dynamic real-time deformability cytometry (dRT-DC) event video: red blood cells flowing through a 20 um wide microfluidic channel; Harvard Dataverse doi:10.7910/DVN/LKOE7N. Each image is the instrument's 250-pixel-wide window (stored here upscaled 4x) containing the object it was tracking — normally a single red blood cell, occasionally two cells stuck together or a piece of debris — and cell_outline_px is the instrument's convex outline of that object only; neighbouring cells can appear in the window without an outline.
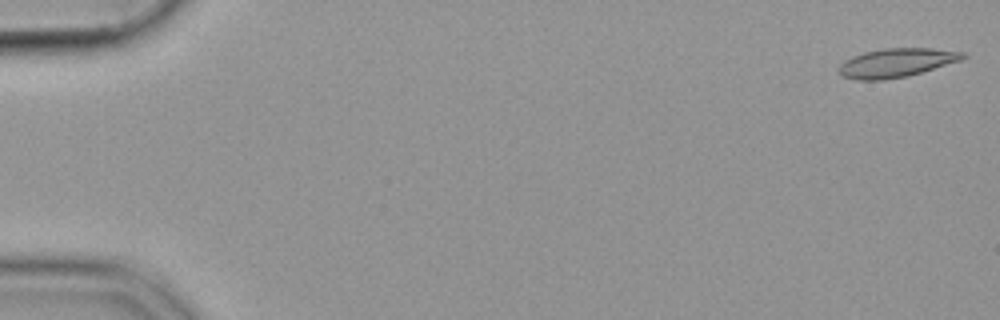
{"species": "common noctule bat (a hibernating species)", "species_latin": "Nyctalus noctula", "temperature_condition": "cold", "stored_images_in_passage": 55, "camera_frame_rate_fps": 3000, "um_per_image_px": 0.085, "animal": {"sex": "female", "body_mass_g": 19.9}, "frame": {"image": 1, "passage_image": 1, "time_ms": 0.0, "image_size_px": [1000, 320], "cell_outline_px": [[968, 56], [960, 60], [908, 76], [880, 80], [856, 80], [844, 76], [840, 72], [840, 64], [844, 60], [852, 56], [864, 52], [884, 48], [932, 48], [964, 52]], "centroid_in_image_um": [76.19, 5.32], "position_along_channel_um": 8.8, "area_um2": 20.63}}
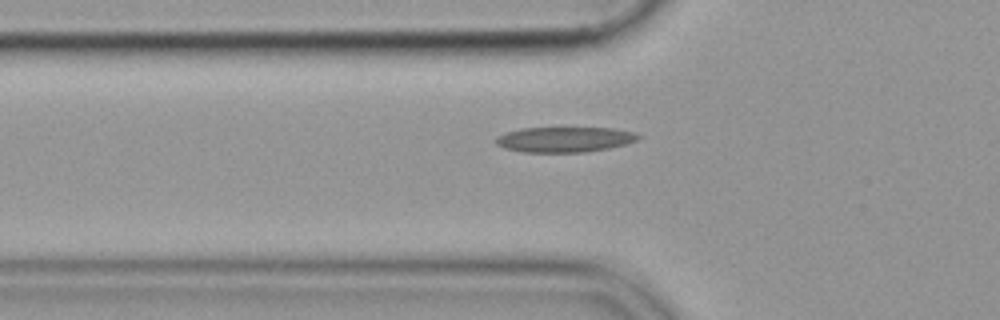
{"frame": {"image": 2, "passage_image": 19, "time_ms": 6.0, "image_size_px": [1000, 320], "cell_outline_px": [[640, 136], [636, 140], [624, 144], [608, 148], [584, 152], [524, 152], [504, 148], [496, 144], [496, 136], [520, 128], [612, 128], [632, 132]], "centroid_in_image_um": [47.94, 11.85], "position_along_channel_um": 77.9, "area_um2": 20.69}}
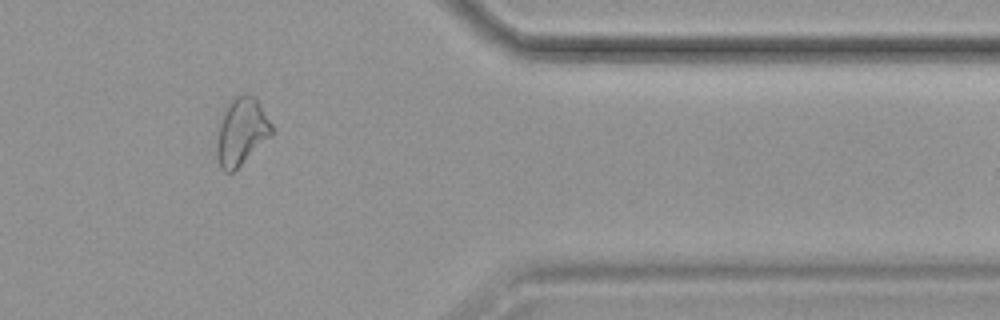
{"frame": {"image": 3, "passage_image": 46, "time_ms": 15.0, "image_size_px": [1000, 320], "cell_outline_px": [[272, 136], [232, 172], [224, 172], [220, 168], [216, 156], [216, 148], [220, 116], [224, 108], [232, 96], [240, 92], [244, 92], [256, 96], [272, 124]], "centroid_in_image_um": [20.51, 11.12], "position_along_channel_um": 390.9, "area_um2": 22.14}}